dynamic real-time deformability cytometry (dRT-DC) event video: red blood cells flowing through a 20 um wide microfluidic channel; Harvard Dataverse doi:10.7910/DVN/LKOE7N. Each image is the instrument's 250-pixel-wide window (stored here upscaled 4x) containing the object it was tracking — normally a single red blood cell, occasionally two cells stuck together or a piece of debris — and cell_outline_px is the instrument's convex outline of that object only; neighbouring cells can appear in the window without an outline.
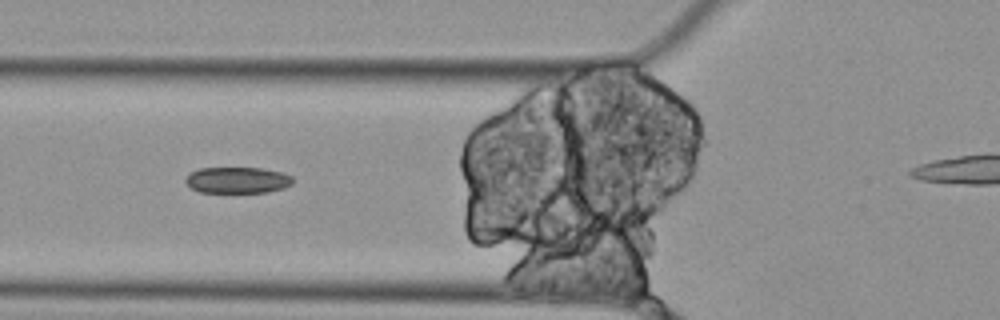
{"species": "Egyptian fruit bat (a non-hibernating species)", "species_latin": "Rousettus aegyptiacus", "temperature_condition": "cold", "stored_images_in_passage": 6, "camera_frame_rate_fps": 3000, "um_per_image_px": 0.085, "animal": {"sex": "female"}, "frame": {"image": 1, "passage_image": 5, "time_ms": 1.333, "image_size_px": [1000, 320], "cell_outline_px": [[292, 184], [284, 188], [268, 192], [200, 192], [192, 188], [184, 180], [188, 172], [200, 168], [264, 168], [284, 172], [292, 176]], "centroid_in_image_um": [20.19, 15.3], "position_along_channel_um": 105.6, "area_um2": 16.53}}